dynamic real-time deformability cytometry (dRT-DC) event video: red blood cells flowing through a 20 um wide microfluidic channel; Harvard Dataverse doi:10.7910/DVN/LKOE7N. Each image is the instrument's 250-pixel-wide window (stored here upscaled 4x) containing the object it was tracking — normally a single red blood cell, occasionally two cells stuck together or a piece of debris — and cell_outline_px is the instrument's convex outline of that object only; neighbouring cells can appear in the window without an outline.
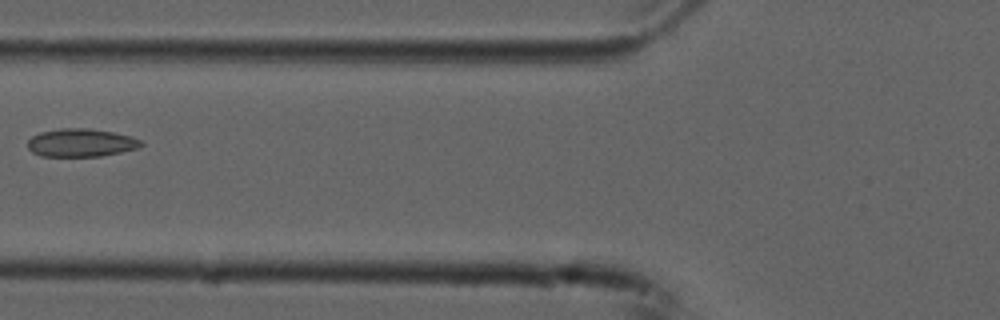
{"species": "common noctule bat (a hibernating species)", "species_latin": "Nyctalus noctula", "temperature_condition": "cold", "stored_images_in_passage": 3, "camera_frame_rate_fps": 3000, "um_per_image_px": 0.085, "animal": {"sex": "male", "forearm_length_mm": 52.5}, "frame": {"image": 1, "passage_image": 2, "time_ms": 0.333, "image_size_px": [1000, 320], "cell_outline_px": [[144, 144], [140, 148], [100, 156], [40, 156], [32, 152], [28, 148], [28, 140], [32, 136], [40, 132], [60, 128], [88, 128], [112, 132], [132, 136], [144, 140]], "centroid_in_image_um": [6.92, 12.13], "position_along_channel_um": 118.9, "area_um2": 18.73}}
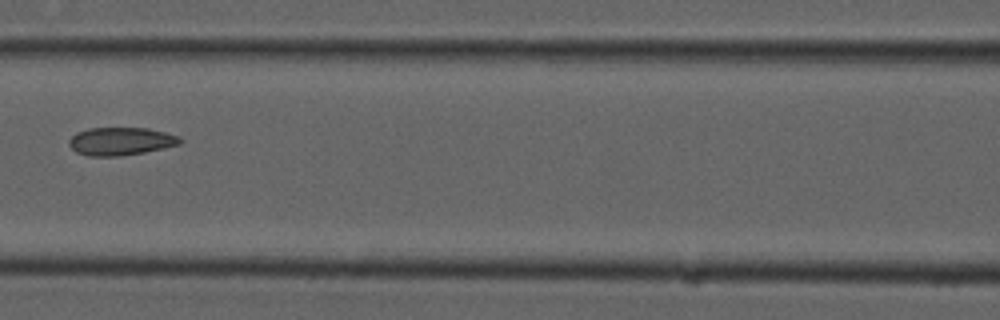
{"frame": {"image": 2, "passage_image": 3, "time_ms": 0.667, "image_size_px": [1000, 320], "cell_outline_px": [[184, 140], [180, 144], [144, 152], [120, 156], [88, 156], [76, 152], [68, 144], [68, 140], [76, 132], [88, 128], [148, 128], [180, 136]], "centroid_in_image_um": [10.26, 12.0], "position_along_channel_um": 156.3, "area_um2": 18.15}}